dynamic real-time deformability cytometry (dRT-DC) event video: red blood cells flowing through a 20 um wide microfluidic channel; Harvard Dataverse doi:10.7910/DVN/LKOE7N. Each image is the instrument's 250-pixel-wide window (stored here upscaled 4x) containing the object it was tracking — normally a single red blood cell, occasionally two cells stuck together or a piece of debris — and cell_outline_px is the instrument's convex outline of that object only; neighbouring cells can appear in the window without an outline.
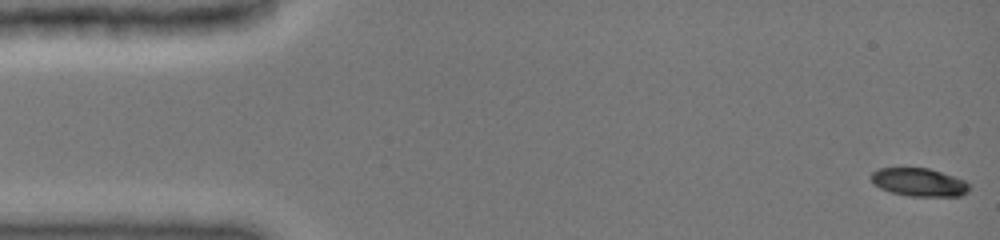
{"species": "common noctule bat (a hibernating species)", "species_latin": "Nyctalus noctula", "temperature_condition": "cold", "stored_images_in_passage": 49, "camera_frame_rate_fps": 3000, "um_per_image_px": 0.085, "animal": {"sex": "female", "body_mass_g": 19.0, "forearm_length_mm": 51.5}, "frame": {"image": 1, "passage_image": 1, "time_ms": 0.0, "image_size_px": [1000, 240], "cell_outline_px": [[968, 192], [960, 196], [912, 196], [892, 192], [880, 188], [868, 176], [872, 172], [880, 168], [928, 168], [956, 176], [964, 180], [968, 184]], "centroid_in_image_um": [78.12, 15.48], "position_along_channel_um": 6.9, "area_um2": 16.01}}
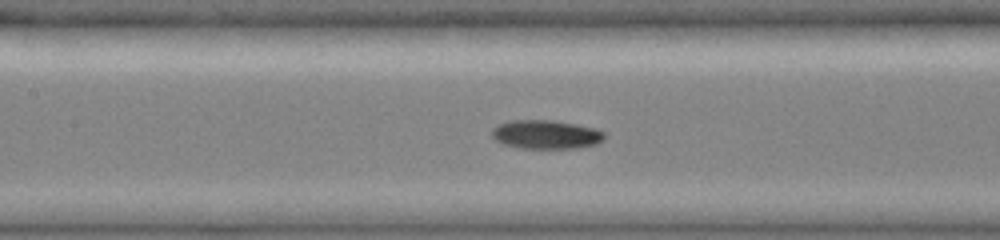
{"frame": {"image": 2, "passage_image": 22, "time_ms": 7.0, "image_size_px": [1000, 240], "cell_outline_px": [[604, 140], [596, 144], [580, 148], [520, 148], [504, 144], [496, 140], [492, 136], [492, 128], [508, 120], [552, 120], [576, 124], [596, 128], [604, 132]], "centroid_in_image_um": [46.43, 11.43], "position_along_channel_um": 161.0, "area_um2": 18.96}}
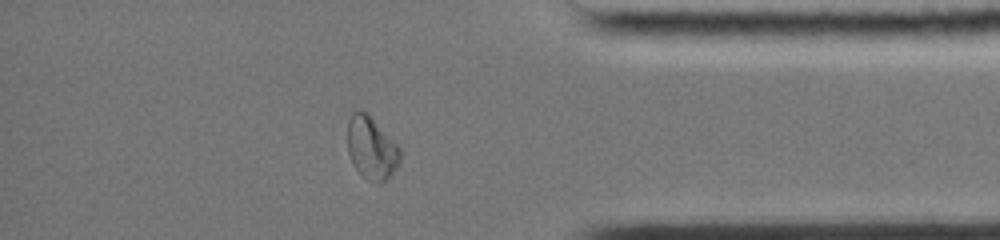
{"frame": {"image": 3, "passage_image": 41, "time_ms": 13.333, "image_size_px": [1000, 240], "cell_outline_px": [[400, 160], [396, 168], [380, 184], [376, 184], [368, 180], [352, 164], [348, 152], [348, 120], [352, 112], [356, 108], [368, 112], [400, 148]], "centroid_in_image_um": [31.55, 12.54], "position_along_channel_um": 403.6, "area_um2": 19.25}}